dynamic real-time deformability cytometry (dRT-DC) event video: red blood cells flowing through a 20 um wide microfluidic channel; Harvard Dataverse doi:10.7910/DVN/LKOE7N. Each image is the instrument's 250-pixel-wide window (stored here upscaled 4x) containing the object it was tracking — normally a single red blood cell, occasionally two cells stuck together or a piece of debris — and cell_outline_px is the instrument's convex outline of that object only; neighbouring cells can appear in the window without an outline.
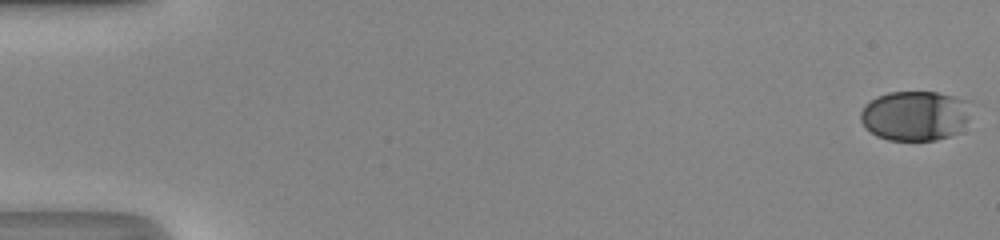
{"species": "human", "species_latin": "Homo sapiens", "temperature_condition": "room temperature", "stored_images_in_passage": 48, "camera_frame_rate_fps": 3000, "um_per_image_px": 0.085, "donor": {"sex": "male"}, "frame": {"image": 1, "passage_image": 1, "time_ms": 0.0, "image_size_px": [1000, 240], "cell_outline_px": [[976, 104], [964, 132], [936, 140], [888, 140], [876, 136], [864, 128], [860, 120], [860, 112], [864, 104], [876, 96], [888, 92], [936, 92], [976, 100]], "centroid_in_image_um": [77.9, 9.82], "position_along_channel_um": 7.1, "area_um2": 33.7}}
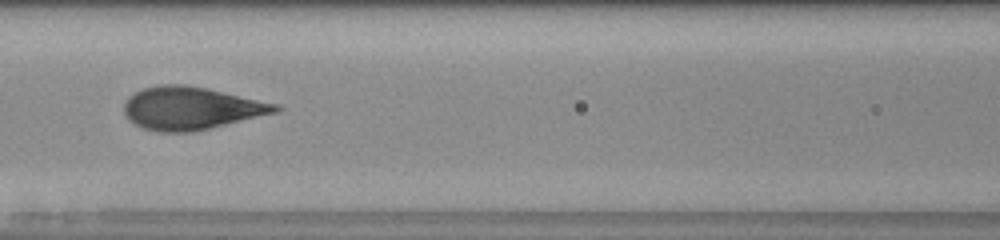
{"frame": {"image": 2, "passage_image": 24, "time_ms": 7.667, "image_size_px": [1000, 240], "cell_outline_px": [[284, 108], [276, 112], [192, 132], [160, 132], [144, 128], [128, 120], [124, 112], [124, 100], [128, 96], [144, 88], [160, 84], [184, 84], [204, 88], [280, 104]], "centroid_in_image_um": [16.21, 9.19], "position_along_channel_um": 150.4, "area_um2": 37.45}}
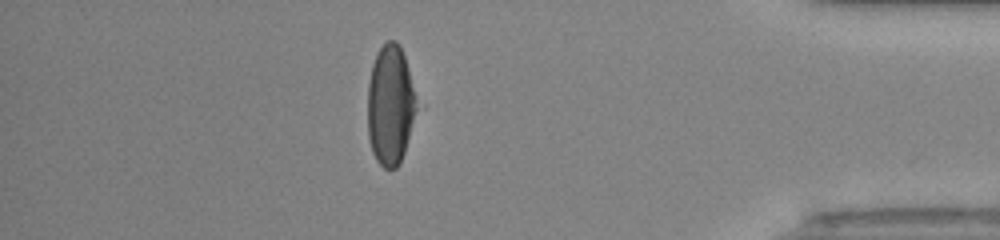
{"frame": {"image": 3, "passage_image": 44, "time_ms": 14.333, "image_size_px": [1000, 240], "cell_outline_px": [[416, 108], [404, 152], [400, 164], [396, 168], [384, 168], [376, 160], [372, 152], [368, 136], [368, 84], [372, 64], [380, 48], [388, 40], [396, 40], [400, 44], [408, 68], [416, 100]], "centroid_in_image_um": [33.15, 8.93], "position_along_channel_um": 402.0, "area_um2": 33.81}}